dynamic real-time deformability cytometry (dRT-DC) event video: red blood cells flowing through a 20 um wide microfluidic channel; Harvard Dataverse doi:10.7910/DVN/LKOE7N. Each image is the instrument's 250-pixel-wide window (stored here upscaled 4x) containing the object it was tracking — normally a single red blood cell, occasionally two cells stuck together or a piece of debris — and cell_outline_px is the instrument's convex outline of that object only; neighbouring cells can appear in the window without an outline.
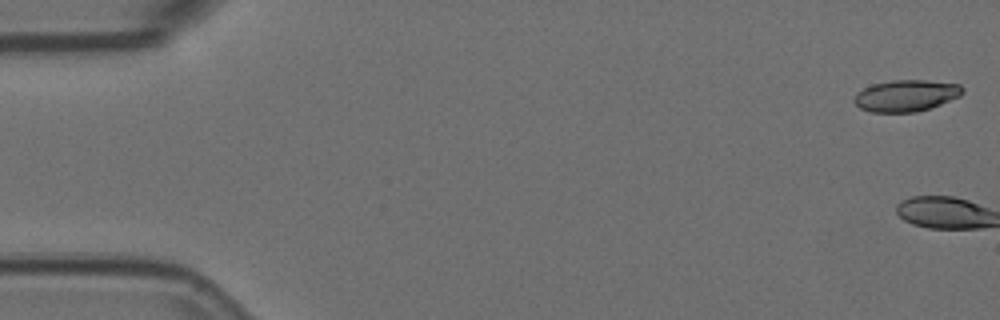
{"species": "Egyptian fruit bat (a non-hibernating species)", "species_latin": "Rousettus aegyptiacus", "temperature_condition": "room temperature", "stored_images_in_passage": 15, "camera_frame_rate_fps": 3000, "um_per_image_px": 0.085, "animal": {"sex": "female"}, "frame": {"image": 1, "passage_image": 1, "time_ms": 0.0, "image_size_px": [1000, 320], "cell_outline_px": [[964, 92], [960, 96], [940, 104], [916, 112], [872, 112], [860, 108], [852, 100], [856, 92], [872, 84], [892, 80], [928, 80], [960, 84], [964, 88]], "centroid_in_image_um": [77.01, 8.12], "position_along_channel_um": 8.0, "area_um2": 20.0}}
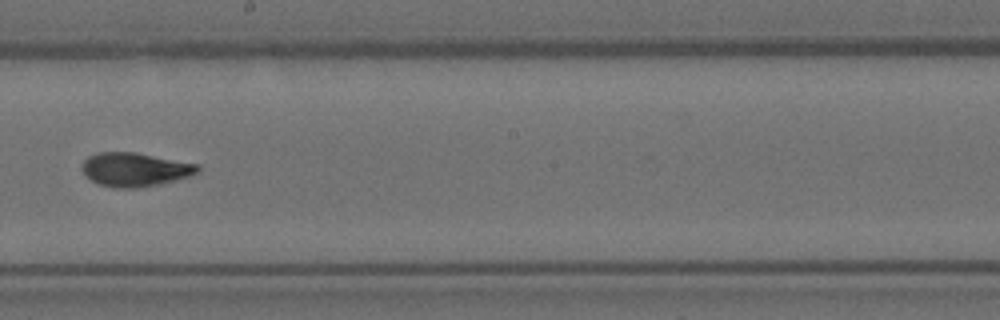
{"frame": {"image": 2, "passage_image": 9, "time_ms": 2.667, "image_size_px": [1000, 320], "cell_outline_px": [[200, 168], [196, 172], [188, 176], [156, 184], [136, 188], [116, 188], [100, 184], [92, 180], [80, 168], [84, 160], [88, 156], [96, 152], [136, 152], [200, 164]], "centroid_in_image_um": [11.44, 14.38], "position_along_channel_um": 236.8, "area_um2": 22.54}}
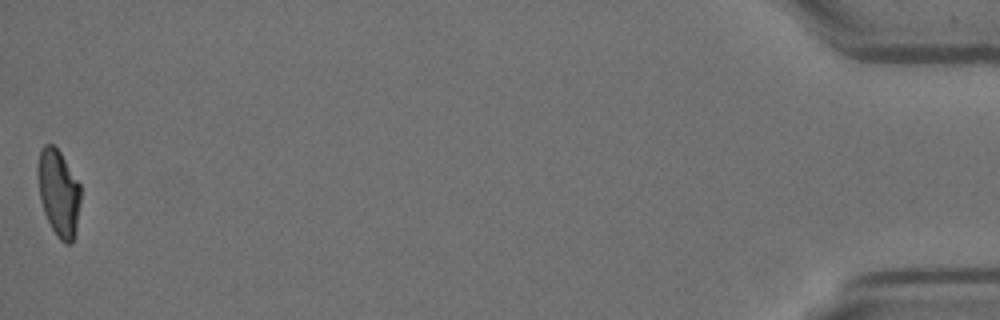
{"frame": {"image": 3, "passage_image": 15, "time_ms": 4.667, "image_size_px": [1000, 320], "cell_outline_px": [[80, 204], [76, 232], [72, 244], [64, 244], [60, 240], [52, 228], [44, 212], [40, 200], [40, 148], [44, 144], [52, 144], [60, 152], [80, 184]], "centroid_in_image_um": [5.03, 16.45], "position_along_channel_um": 430.2, "area_um2": 21.1}}